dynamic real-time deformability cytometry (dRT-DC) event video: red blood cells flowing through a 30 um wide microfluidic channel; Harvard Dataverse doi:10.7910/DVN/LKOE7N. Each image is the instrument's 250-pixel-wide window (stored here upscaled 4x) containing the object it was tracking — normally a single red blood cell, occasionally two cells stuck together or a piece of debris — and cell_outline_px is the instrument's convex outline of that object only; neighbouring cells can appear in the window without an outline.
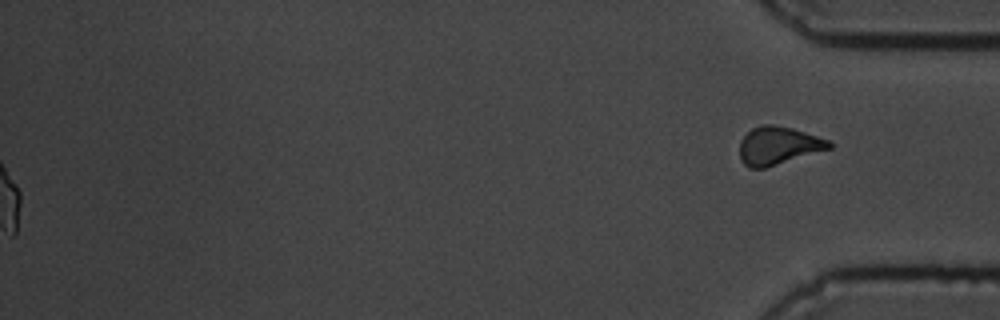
{"species": "common noctule bat (a hibernating species)", "species_latin": "Nyctalus noctula", "temperature_condition": "cold", "stored_images_in_passage": 62, "segment_of_instrument_passage": [2, 2], "camera_frame_rate_fps": 3000, "um_per_image_px": 0.085, "animal": {"sex": "male", "body_mass_g": 19.5, "forearm_length_mm": 54.6}, "frame": {"image": 1, "passage_image": 62, "time_ms": 20.333, "image_size_px": [1000, 320], "cell_outline_px": [[832, 148], [764, 168], [748, 168], [740, 160], [740, 140], [752, 128], [760, 124], [772, 124], [792, 128], [832, 140]], "centroid_in_image_um": [66.16, 12.37], "position_along_channel_um": 369.0, "area_um2": 19.94}}